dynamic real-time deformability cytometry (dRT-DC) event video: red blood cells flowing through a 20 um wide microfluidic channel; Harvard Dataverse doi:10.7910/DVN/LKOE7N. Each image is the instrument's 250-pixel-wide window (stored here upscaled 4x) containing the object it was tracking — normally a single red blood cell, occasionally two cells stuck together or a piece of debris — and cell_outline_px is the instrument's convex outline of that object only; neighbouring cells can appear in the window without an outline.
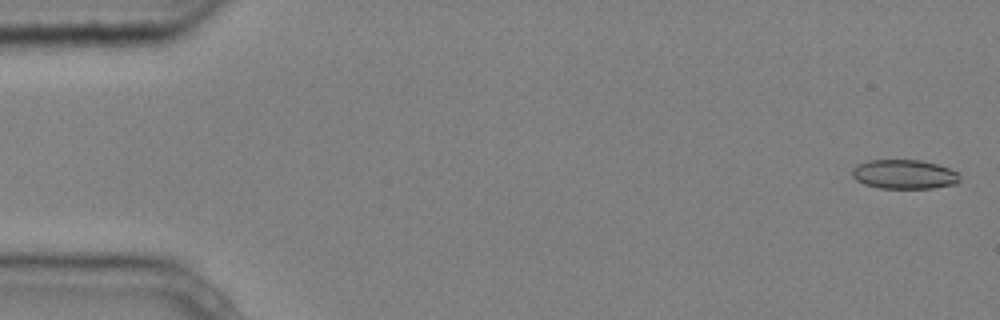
{"species": "common noctule bat (a hibernating species)", "species_latin": "Nyctalus noctula", "temperature_condition": "cold", "stored_images_in_passage": 5, "camera_frame_rate_fps": 3000, "um_per_image_px": 0.085, "animal": {"sex": "male", "body_mass_g": 20.4}, "frame": {"image": 1, "passage_image": 1, "time_ms": 0.0, "image_size_px": [1000, 320], "cell_outline_px": [[960, 180], [956, 184], [932, 188], [880, 188], [864, 184], [856, 180], [852, 176], [852, 168], [856, 164], [868, 160], [920, 160], [936, 164], [948, 168], [956, 172], [960, 176]], "centroid_in_image_um": [76.83, 14.81], "position_along_channel_um": 8.2, "area_um2": 18.38}}
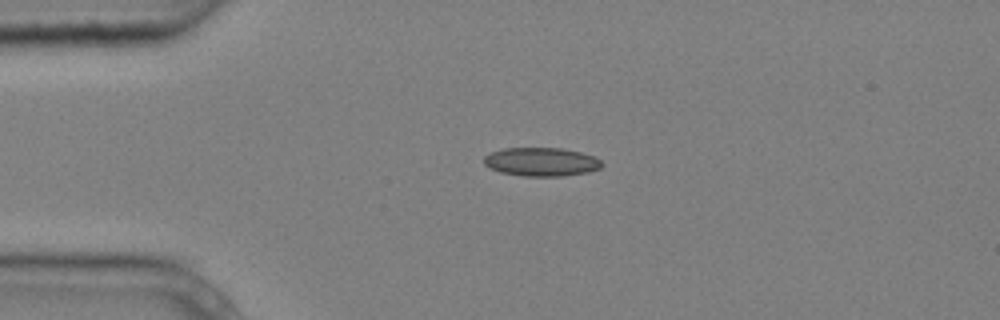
{"frame": {"image": 2, "passage_image": 4, "time_ms": 1.0, "image_size_px": [1000, 320], "cell_outline_px": [[604, 164], [600, 168], [588, 172], [560, 176], [524, 176], [500, 172], [488, 168], [484, 164], [484, 156], [488, 152], [504, 148], [560, 148], [580, 152], [596, 156]], "centroid_in_image_um": [45.99, 13.75], "position_along_channel_um": 39.0, "area_um2": 19.83}}